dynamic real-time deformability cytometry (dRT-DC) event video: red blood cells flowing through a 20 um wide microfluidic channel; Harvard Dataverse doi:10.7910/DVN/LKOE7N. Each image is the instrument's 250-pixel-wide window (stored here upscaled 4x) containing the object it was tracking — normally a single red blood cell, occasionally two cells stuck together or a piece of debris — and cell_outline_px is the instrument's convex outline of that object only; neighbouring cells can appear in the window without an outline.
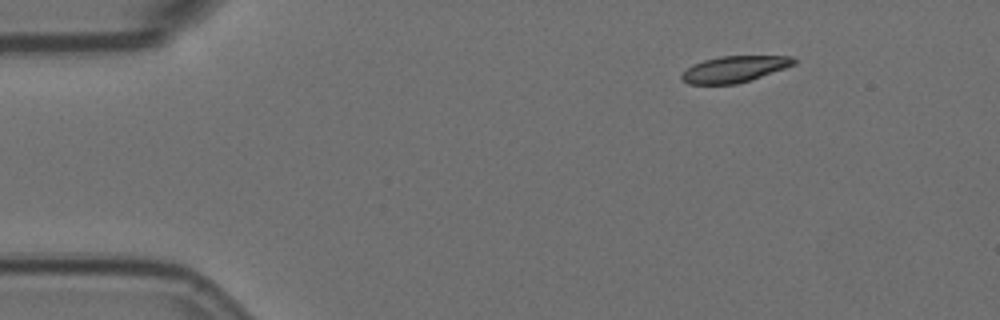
{"species": "Egyptian fruit bat (a non-hibernating species)", "species_latin": "Rousettus aegyptiacus", "temperature_condition": "room temperature", "stored_images_in_passage": 5, "segment_of_instrument_passage": [2, 2], "camera_frame_rate_fps": 3000, "um_per_image_px": 0.085, "animal": {"sex": "female"}, "frame": {"image": 1, "passage_image": 5, "time_ms": 1.333, "image_size_px": [1000, 320], "cell_outline_px": [[796, 64], [736, 84], [688, 84], [680, 80], [680, 76], [692, 64], [704, 60], [720, 56], [792, 56], [796, 60]], "centroid_in_image_um": [62.38, 5.87], "position_along_channel_um": 22.6, "area_um2": 16.99}}